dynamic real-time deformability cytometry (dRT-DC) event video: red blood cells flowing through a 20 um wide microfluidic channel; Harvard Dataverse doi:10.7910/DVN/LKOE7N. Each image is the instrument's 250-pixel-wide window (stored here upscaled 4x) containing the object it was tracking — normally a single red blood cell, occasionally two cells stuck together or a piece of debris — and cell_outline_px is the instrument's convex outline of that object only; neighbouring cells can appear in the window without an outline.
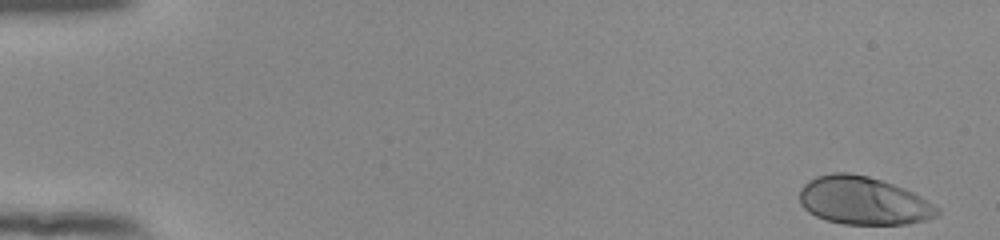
{"species": "human", "species_latin": "Homo sapiens", "temperature_condition": "room temperature", "stored_images_in_passage": 52, "camera_frame_rate_fps": 3000, "um_per_image_px": 0.085, "donor": {"sex": "female"}, "frame": {"image": 1, "passage_image": 1, "time_ms": 0.0, "image_size_px": [1000, 240], "cell_outline_px": [[940, 212], [936, 216], [924, 220], [904, 224], [844, 224], [828, 220], [816, 216], [808, 212], [800, 204], [800, 188], [808, 180], [816, 176], [832, 172], [848, 172], [868, 176], [904, 188], [920, 196], [940, 208]], "centroid_in_image_um": [73.36, 17.05], "position_along_channel_um": 11.6, "area_um2": 38.44}}
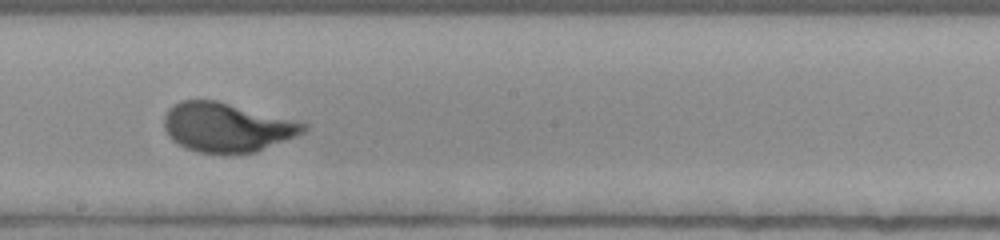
{"frame": {"image": 2, "passage_image": 30, "time_ms": 9.667, "image_size_px": [1000, 240], "cell_outline_px": [[308, 128], [304, 132], [296, 136], [256, 152], [196, 152], [184, 148], [172, 140], [168, 136], [164, 128], [164, 116], [168, 108], [180, 100], [216, 100], [308, 124]], "centroid_in_image_um": [19.23, 10.81], "position_along_channel_um": 229.0, "area_um2": 39.59}}
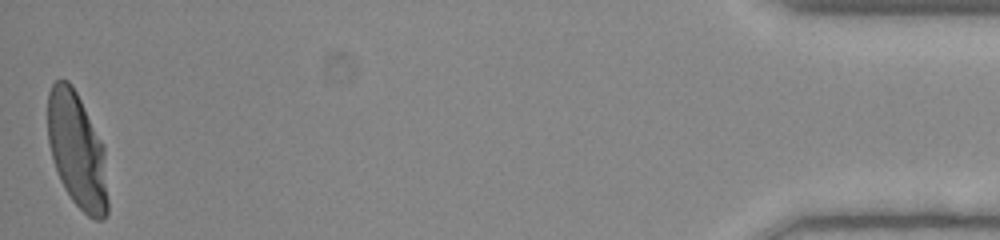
{"frame": {"image": 3, "passage_image": 52, "time_ms": 17.0, "image_size_px": [1000, 240], "cell_outline_px": [[108, 212], [104, 220], [96, 220], [88, 216], [72, 200], [64, 188], [60, 180], [52, 156], [48, 140], [48, 92], [52, 84], [56, 80], [68, 80], [72, 84], [104, 148], [108, 200]], "centroid_in_image_um": [6.55, 12.82], "position_along_channel_um": 428.7, "area_um2": 40.06}, "authors_computed_cell_mechanics": {"area_um2": 38.9861, "velocity_mm_per_s": 3.8742, "shape_relaxation_time_tau1_ms": 2.6592, "shape_relaxation_time_tau2_ms": null, "deformation_change_tau1": 0.1938, "deformation_change_tau2": null}}